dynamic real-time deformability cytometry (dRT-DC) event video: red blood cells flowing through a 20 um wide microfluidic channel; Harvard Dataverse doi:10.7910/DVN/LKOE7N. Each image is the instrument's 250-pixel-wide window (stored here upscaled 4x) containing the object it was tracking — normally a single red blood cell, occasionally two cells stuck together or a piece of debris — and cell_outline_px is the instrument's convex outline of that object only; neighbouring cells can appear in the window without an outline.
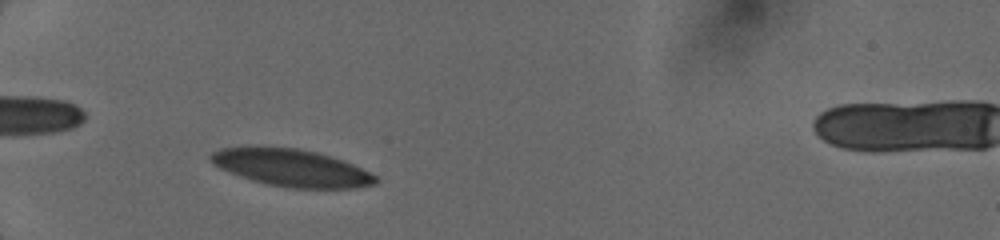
{"species": "human", "species_latin": "Homo sapiens", "temperature_condition": "cold", "stored_images_in_passage": 40, "camera_frame_rate_fps": 3000, "um_per_image_px": 0.085, "donor": {"sex": "female"}, "frame": {"image": 1, "passage_image": 7, "time_ms": 1.333, "image_size_px": [1000, 240], "cell_outline_px": [[380, 180], [376, 184], [356, 188], [288, 188], [264, 184], [240, 176], [220, 168], [212, 164], [208, 160], [208, 156], [212, 152], [220, 148], [244, 144], [300, 148], [332, 156], [344, 160], [376, 176]], "centroid_in_image_um": [24.69, 14.23], "position_along_channel_um": 60.3, "area_um2": 36.76}}
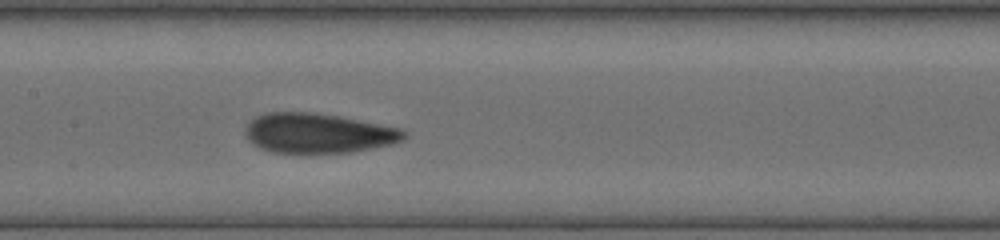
{"frame": {"image": 2, "passage_image": 21, "time_ms": 4.667, "image_size_px": [1000, 240], "cell_outline_px": [[408, 136], [404, 140], [392, 144], [352, 152], [272, 152], [260, 148], [252, 144], [248, 140], [244, 132], [248, 124], [256, 116], [268, 112], [312, 112], [340, 116], [404, 128], [408, 132]], "centroid_in_image_um": [27.1, 11.31], "position_along_channel_um": 180.3, "area_um2": 37.05}}
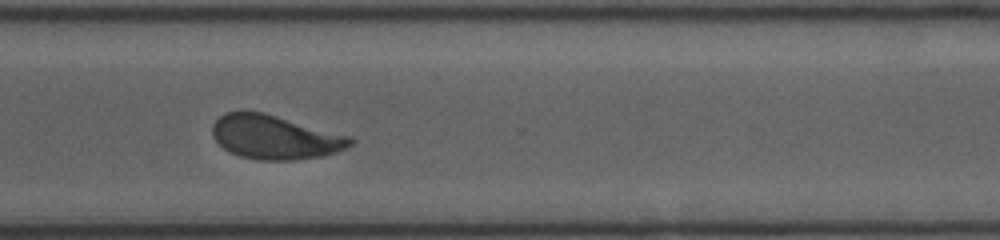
{"frame": {"image": 3, "passage_image": 39, "time_ms": 8.667, "image_size_px": [1000, 240], "cell_outline_px": [[356, 140], [352, 144], [336, 152], [320, 156], [292, 160], [260, 160], [240, 156], [224, 148], [212, 136], [212, 124], [220, 116], [228, 112], [244, 108], [264, 112], [352, 136]], "centroid_in_image_um": [23.36, 11.62], "position_along_channel_um": 347.2, "area_um2": 35.72}}